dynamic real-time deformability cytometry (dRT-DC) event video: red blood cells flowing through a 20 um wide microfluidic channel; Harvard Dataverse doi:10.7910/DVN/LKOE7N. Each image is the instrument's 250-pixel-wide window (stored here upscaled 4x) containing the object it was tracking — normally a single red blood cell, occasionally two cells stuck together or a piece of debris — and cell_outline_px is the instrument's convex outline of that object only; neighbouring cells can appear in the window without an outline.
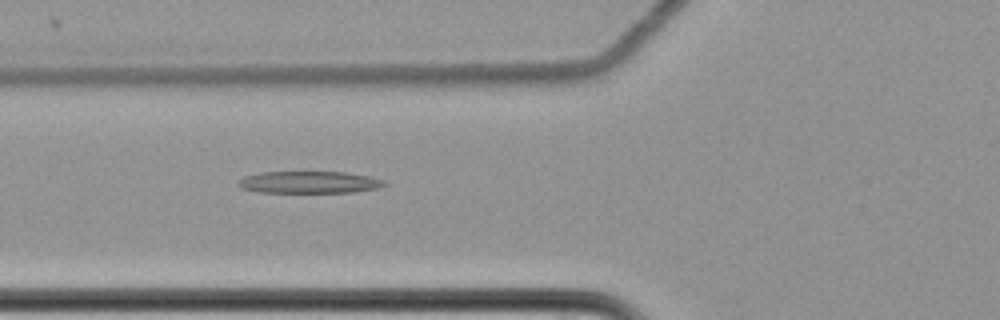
{"species": "common noctule bat (a hibernating species)", "species_latin": "Nyctalus noctula", "temperature_condition": "cold", "stored_images_in_passage": 49, "camera_frame_rate_fps": 3000, "um_per_image_px": 0.085, "animal": {"sex": "female", "body_mass_g": 22.7, "forearm_length_mm": 54.2}, "frame": {"image": 1, "passage_image": 13, "time_ms": 4.0, "image_size_px": [1000, 320], "cell_outline_px": [[388, 184], [380, 188], [352, 192], [256, 192], [240, 188], [236, 184], [236, 180], [244, 176], [260, 172], [344, 172], [368, 176], [384, 180]], "centroid_in_image_um": [26.23, 15.49], "position_along_channel_um": 99.6, "area_um2": 18.9}}
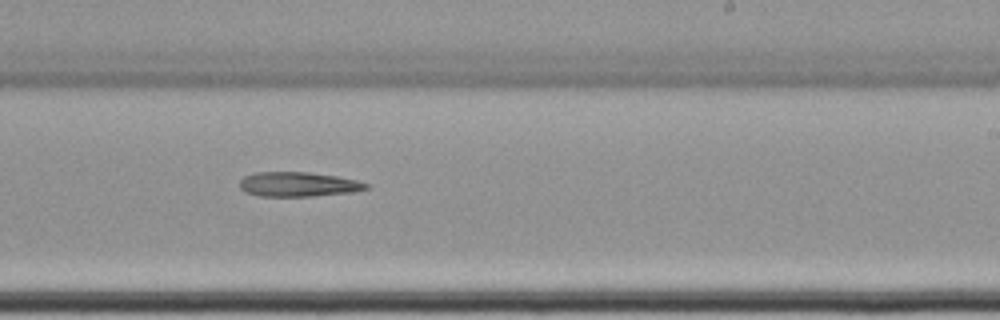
{"frame": {"image": 2, "passage_image": 27, "time_ms": 8.667, "image_size_px": [1000, 320], "cell_outline_px": [[372, 188], [352, 192], [312, 196], [260, 196], [244, 192], [240, 188], [240, 180], [244, 176], [256, 172], [308, 172], [336, 176], [356, 180], [372, 184]], "centroid_in_image_um": [25.38, 15.67], "position_along_channel_um": 263.6, "area_um2": 18.26}}
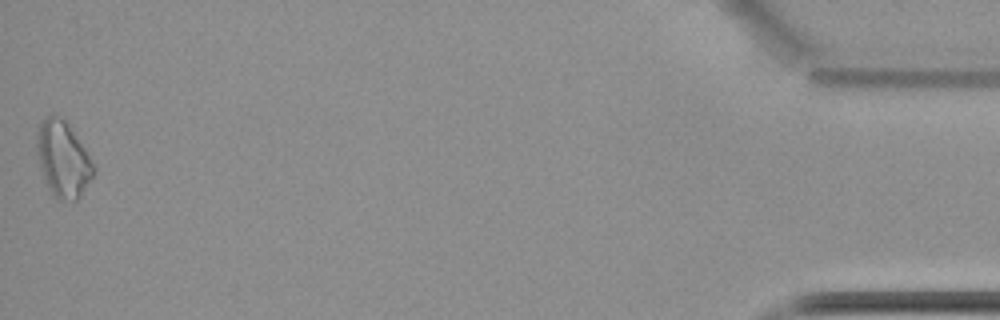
{"frame": {"image": 3, "passage_image": 49, "time_ms": 16.0, "image_size_px": [1000, 320], "cell_outline_px": [[96, 172], [80, 196], [76, 200], [60, 200], [52, 192], [44, 180], [36, 152], [36, 136], [40, 124], [52, 112], [60, 116], [68, 124], [84, 148], [96, 168]], "centroid_in_image_um": [5.35, 13.51], "position_along_channel_um": 429.9, "area_um2": 24.85}}